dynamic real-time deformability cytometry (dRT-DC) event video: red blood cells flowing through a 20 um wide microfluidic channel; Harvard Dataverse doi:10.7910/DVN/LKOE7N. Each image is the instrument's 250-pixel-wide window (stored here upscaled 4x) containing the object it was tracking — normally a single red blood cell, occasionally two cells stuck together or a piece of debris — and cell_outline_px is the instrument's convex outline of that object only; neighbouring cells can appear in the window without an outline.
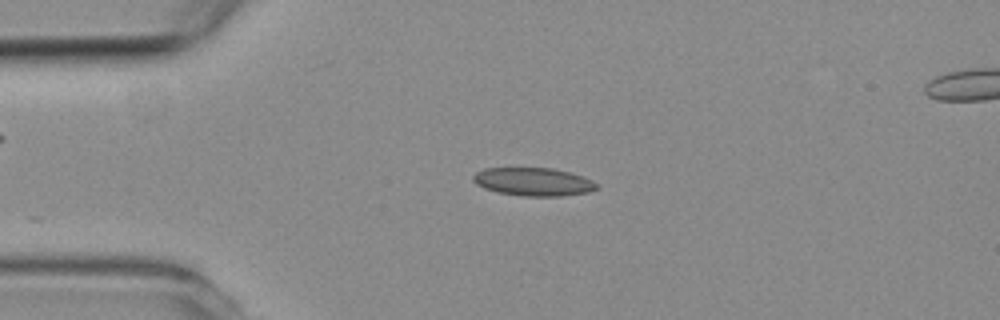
{"species": "common noctule bat (a hibernating species)", "species_latin": "Nyctalus noctula", "temperature_condition": "room temperature", "stored_images_in_passage": 2, "camera_frame_rate_fps": 3000, "um_per_image_px": 0.085, "animal": {"sex": "female", "body_mass_g": 19.3, "forearm_length_mm": 54.1}, "frame": {"image": 1, "passage_image": 2, "time_ms": 1.667, "image_size_px": [1000, 320], "cell_outline_px": [[600, 188], [588, 192], [560, 196], [524, 196], [496, 192], [484, 188], [476, 184], [472, 180], [472, 176], [476, 172], [484, 168], [552, 168], [568, 172], [592, 180]], "centroid_in_image_um": [45.3, 15.45], "position_along_channel_um": 39.7, "area_um2": 20.23}}